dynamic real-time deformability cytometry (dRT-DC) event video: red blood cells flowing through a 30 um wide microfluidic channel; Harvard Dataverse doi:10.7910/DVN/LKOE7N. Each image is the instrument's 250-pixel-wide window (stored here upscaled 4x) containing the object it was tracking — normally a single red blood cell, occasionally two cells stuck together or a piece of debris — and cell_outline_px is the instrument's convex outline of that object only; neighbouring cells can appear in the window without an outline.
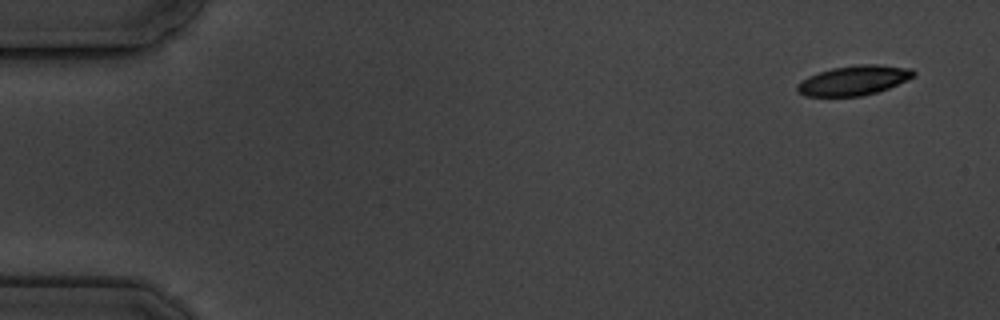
{"species": "common noctule bat (a hibernating species)", "species_latin": "Nyctalus noctula", "temperature_condition": "cold", "stored_images_in_passage": 5, "camera_frame_rate_fps": 3000, "um_per_image_px": 0.085, "animal": {"sex": "male", "body_mass_g": 19.5, "forearm_length_mm": 54.6}, "frame": {"image": 1, "passage_image": 1, "time_ms": 0.0, "image_size_px": [1000, 320], "cell_outline_px": [[916, 76], [888, 88], [876, 92], [860, 96], [804, 96], [796, 92], [796, 84], [800, 80], [808, 76], [832, 68], [856, 64], [880, 64], [912, 68], [916, 72]], "centroid_in_image_um": [72.56, 6.82], "position_along_channel_um": 12.4, "area_um2": 20.35}}
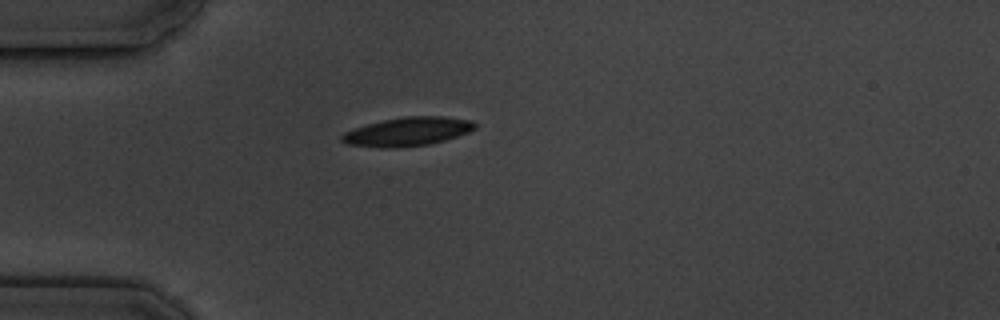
{"frame": {"image": 2, "passage_image": 5, "time_ms": 4.333, "image_size_px": [1000, 320], "cell_outline_px": [[476, 128], [468, 132], [444, 140], [428, 144], [396, 148], [384, 148], [348, 144], [340, 140], [340, 136], [344, 132], [368, 124], [384, 120], [404, 116], [444, 116], [472, 120], [476, 124]], "centroid_in_image_um": [34.65, 11.18], "position_along_channel_um": 50.3, "area_um2": 22.14}}